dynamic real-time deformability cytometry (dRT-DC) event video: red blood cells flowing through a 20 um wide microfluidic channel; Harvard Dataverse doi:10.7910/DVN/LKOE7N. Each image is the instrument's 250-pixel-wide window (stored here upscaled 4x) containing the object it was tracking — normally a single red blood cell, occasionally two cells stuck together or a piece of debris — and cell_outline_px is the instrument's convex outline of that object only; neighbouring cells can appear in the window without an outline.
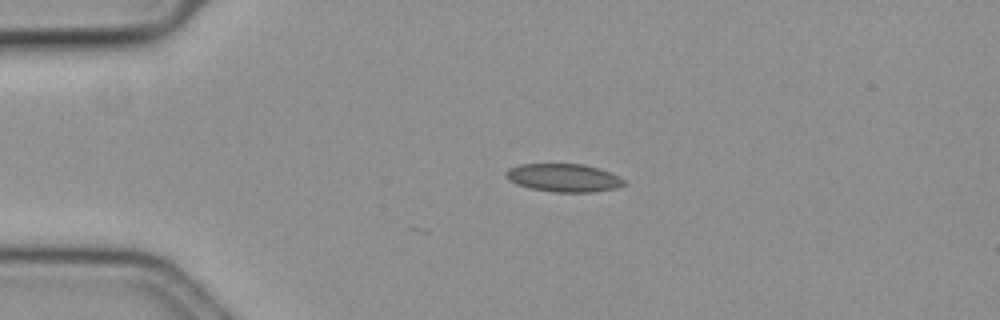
{"species": "common noctule bat (a hibernating species)", "species_latin": "Nyctalus noctula", "temperature_condition": "cold", "stored_images_in_passage": 3, "camera_frame_rate_fps": 3000, "um_per_image_px": 0.085, "animal": {"sex": "female", "body_mass_g": 19.3, "forearm_length_mm": 54.1}, "frame": {"image": 1, "passage_image": 1, "time_ms": 0.0, "image_size_px": [1000, 320], "cell_outline_px": [[628, 184], [620, 188], [592, 192], [552, 192], [532, 188], [516, 184], [508, 180], [504, 176], [504, 172], [508, 168], [520, 164], [584, 164], [620, 176]], "centroid_in_image_um": [47.92, 15.12], "position_along_channel_um": 37.1, "area_um2": 19.54}}